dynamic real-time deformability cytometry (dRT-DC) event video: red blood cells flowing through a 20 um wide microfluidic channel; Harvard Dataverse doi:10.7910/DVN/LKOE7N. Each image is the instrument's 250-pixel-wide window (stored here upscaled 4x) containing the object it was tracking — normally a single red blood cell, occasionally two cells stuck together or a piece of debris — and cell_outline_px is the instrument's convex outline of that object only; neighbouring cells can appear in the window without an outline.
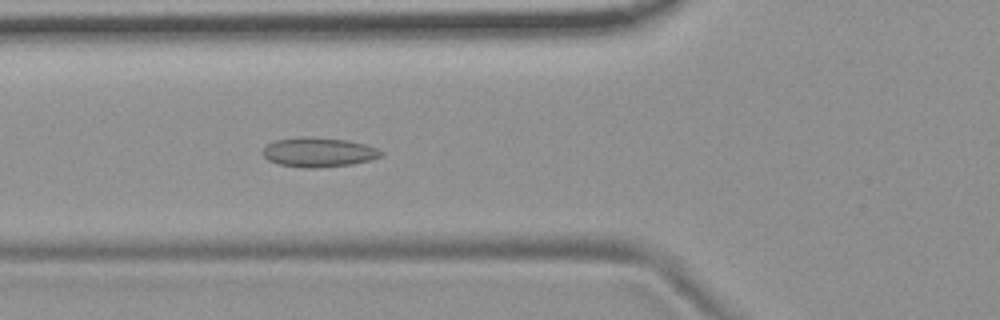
{"species": "common noctule bat (a hibernating species)", "species_latin": "Nyctalus noctula", "temperature_condition": "room temperature", "stored_images_in_passage": 54, "camera_frame_rate_fps": 3000, "um_per_image_px": 0.085, "animal": {"sex": "female", "body_mass_g": 19.9}, "frame": {"image": 1, "passage_image": 20, "time_ms": 6.333, "image_size_px": [1000, 320], "cell_outline_px": [[384, 152], [380, 156], [368, 160], [352, 164], [320, 168], [304, 168], [280, 164], [268, 160], [260, 152], [268, 144], [276, 140], [300, 136], [312, 136], [348, 140], [364, 144], [376, 148]], "centroid_in_image_um": [27.05, 12.93], "position_along_channel_um": 98.8, "area_um2": 20.4}}
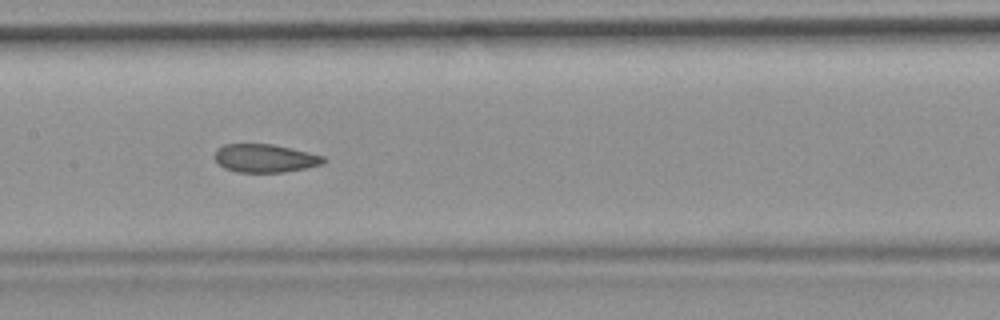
{"frame": {"image": 2, "passage_image": 27, "time_ms": 8.667, "image_size_px": [1000, 320], "cell_outline_px": [[328, 160], [324, 164], [284, 172], [236, 172], [224, 168], [216, 160], [216, 148], [224, 144], [272, 144], [308, 152], [324, 156]], "centroid_in_image_um": [22.55, 13.45], "position_along_channel_um": 184.9, "area_um2": 17.86}}
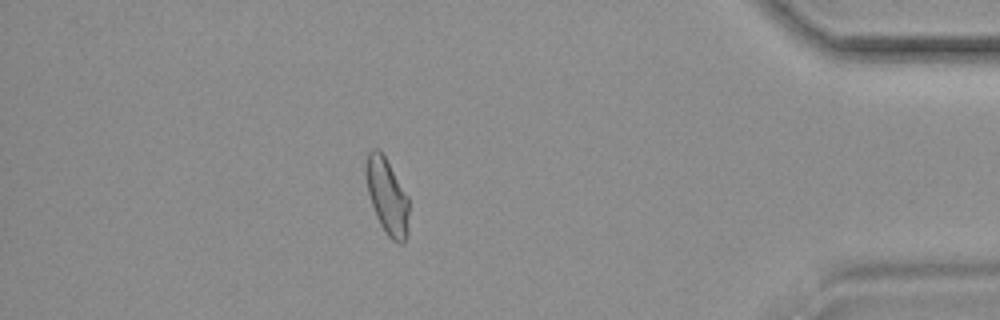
{"frame": {"image": 3, "passage_image": 48, "time_ms": 15.667, "image_size_px": [1000, 320], "cell_outline_px": [[408, 232], [404, 240], [400, 244], [396, 244], [384, 232], [376, 216], [368, 192], [364, 172], [364, 164], [368, 152], [372, 148], [376, 148], [384, 156], [408, 196]], "centroid_in_image_um": [32.88, 16.69], "position_along_channel_um": 402.3, "area_um2": 19.02}, "authors_computed_cell_mechanics": {"area_um2": 19.3052, "velocity_mm_per_s": 3.6912, "shape_relaxation_time_tau1_ms": null, "shape_relaxation_time_tau2_ms": 2.4915, "deformation_change_tau1": null, "deformation_change_tau2": 0.0784}}